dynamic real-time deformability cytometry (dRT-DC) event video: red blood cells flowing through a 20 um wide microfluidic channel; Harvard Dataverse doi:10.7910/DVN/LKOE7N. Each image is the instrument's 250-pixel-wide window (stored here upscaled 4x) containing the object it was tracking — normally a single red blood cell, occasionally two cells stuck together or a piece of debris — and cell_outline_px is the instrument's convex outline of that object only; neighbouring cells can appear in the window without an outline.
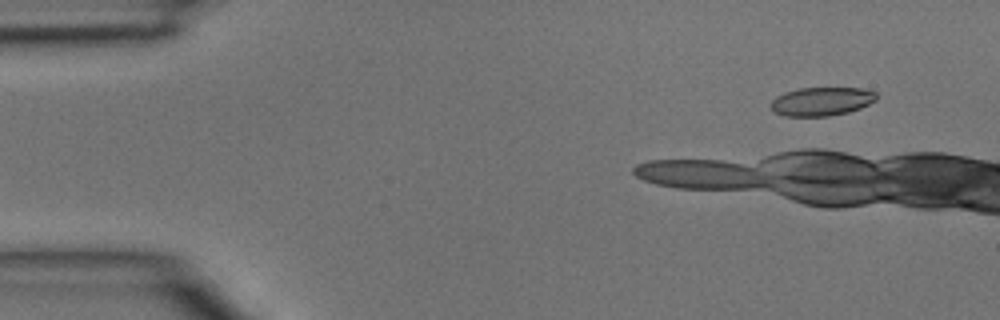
{"species": "common noctule bat (a hibernating species)", "species_latin": "Nyctalus noctula", "temperature_condition": "room temperature", "stored_images_in_passage": 7, "camera_frame_rate_fps": 3000, "um_per_image_px": 0.085, "animal": {"sex": "male", "body_mass_g": 15.6}, "frame": {"image": 1, "passage_image": 2, "time_ms": 0.333, "image_size_px": [1000, 320], "cell_outline_px": [[876, 100], [860, 108], [848, 112], [828, 116], [784, 116], [776, 112], [768, 104], [776, 96], [784, 92], [800, 88], [860, 88], [876, 92]], "centroid_in_image_um": [69.81, 8.62], "position_along_channel_um": 15.2, "area_um2": 17.57}}